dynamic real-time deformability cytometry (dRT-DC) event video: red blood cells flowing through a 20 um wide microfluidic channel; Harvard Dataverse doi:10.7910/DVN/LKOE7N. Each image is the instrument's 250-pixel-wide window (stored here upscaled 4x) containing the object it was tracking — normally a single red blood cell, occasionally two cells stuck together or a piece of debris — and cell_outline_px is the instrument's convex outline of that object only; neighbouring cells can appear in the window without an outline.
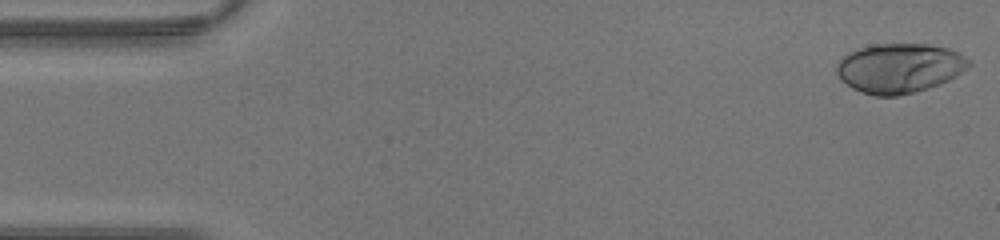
{"species": "human", "species_latin": "Homo sapiens", "temperature_condition": "warm", "stored_images_in_passage": 44, "camera_frame_rate_fps": 3000, "um_per_image_px": 0.085, "donor": {"sex": "male"}, "frame": {"image": 1, "passage_image": 1, "time_ms": 0.0, "image_size_px": [1000, 240], "cell_outline_px": [[972, 64], [968, 68], [956, 76], [940, 84], [916, 92], [896, 96], [876, 96], [860, 92], [852, 88], [840, 80], [836, 72], [836, 64], [848, 52], [872, 44], [928, 44], [948, 48], [972, 60]], "centroid_in_image_um": [76.45, 5.79], "position_along_channel_um": 8.5, "area_um2": 38.49}}
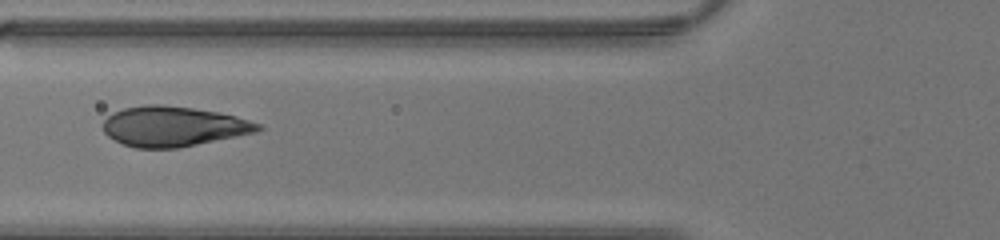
{"frame": {"image": 2, "passage_image": 16, "time_ms": 5.0, "image_size_px": [1000, 240], "cell_outline_px": [[264, 128], [256, 132], [176, 148], [136, 148], [124, 144], [108, 136], [104, 132], [100, 124], [112, 112], [124, 108], [144, 104], [160, 104], [192, 108], [216, 112], [236, 116], [260, 124]], "centroid_in_image_um": [14.68, 10.73], "position_along_channel_um": 111.1, "area_um2": 36.01}}
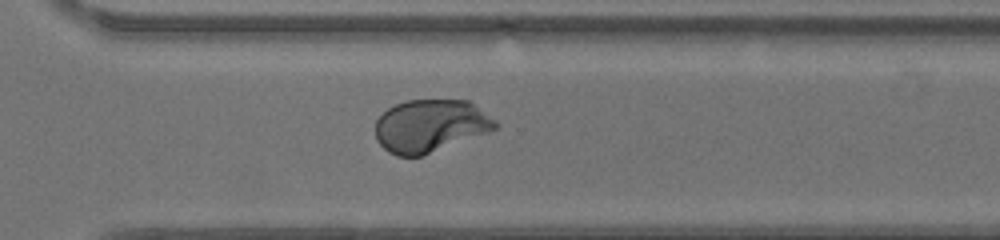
{"frame": {"image": 3, "passage_image": 30, "time_ms": 9.667, "image_size_px": [1000, 240], "cell_outline_px": [[500, 124], [496, 128], [488, 132], [424, 156], [396, 156], [388, 152], [376, 140], [376, 120], [388, 108], [396, 104], [408, 100], [468, 100], [496, 120]], "centroid_in_image_um": [36.58, 10.71], "position_along_channel_um": 334.0, "area_um2": 36.88}}